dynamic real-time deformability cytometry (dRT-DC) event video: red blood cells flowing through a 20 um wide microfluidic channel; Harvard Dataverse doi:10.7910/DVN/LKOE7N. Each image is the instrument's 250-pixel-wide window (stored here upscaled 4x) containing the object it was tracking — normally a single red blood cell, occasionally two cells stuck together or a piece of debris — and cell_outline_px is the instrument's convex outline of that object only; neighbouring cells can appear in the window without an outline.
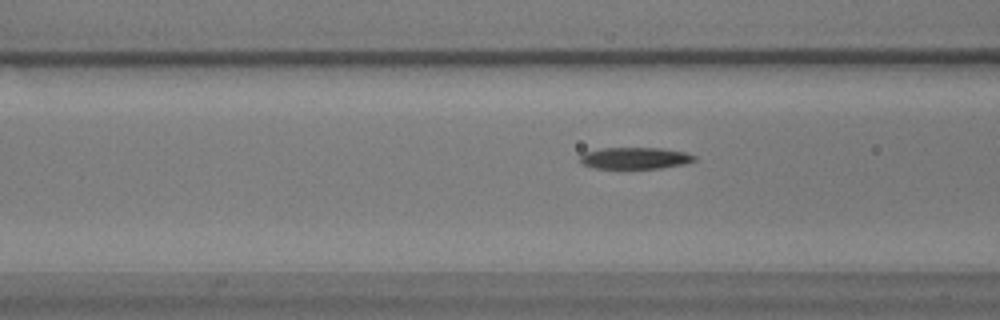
{"species": "common noctule bat (a hibernating species)", "species_latin": "Nyctalus noctula", "temperature_condition": "warm", "stored_images_in_passage": 41, "camera_frame_rate_fps": 3000, "um_per_image_px": 0.085, "animal": {"sex": "male", "body_mass_g": 17.9}, "frame": {"image": 1, "passage_image": 11, "time_ms": 3.333, "image_size_px": [1000, 320], "cell_outline_px": [[696, 160], [684, 164], [660, 168], [592, 168], [584, 164], [580, 160], [580, 156], [584, 152], [604, 148], [660, 148], [684, 152], [696, 156]], "centroid_in_image_um": [53.98, 13.44], "position_along_channel_um": 112.6, "area_um2": 14.28}}
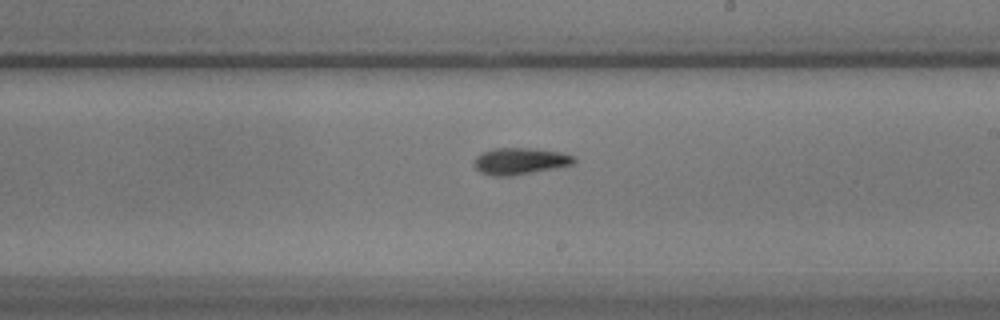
{"frame": {"image": 2, "passage_image": 22, "time_ms": 7.0, "image_size_px": [1000, 320], "cell_outline_px": [[576, 164], [556, 168], [512, 176], [496, 176], [480, 172], [472, 164], [476, 156], [480, 152], [492, 148], [528, 148], [560, 152], [576, 156]], "centroid_in_image_um": [44.2, 13.69], "position_along_channel_um": 244.8, "area_um2": 15.78}}
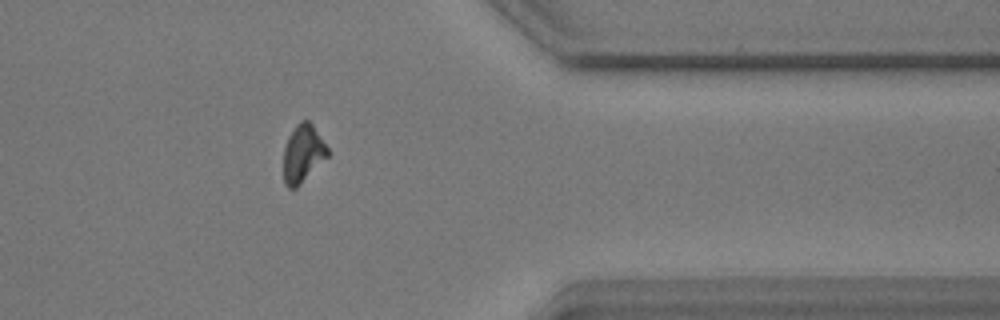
{"frame": {"image": 3, "passage_image": 35, "time_ms": 11.333, "image_size_px": [1000, 320], "cell_outline_px": [[328, 156], [296, 188], [288, 188], [284, 184], [284, 148], [288, 136], [296, 124], [300, 120], [308, 120], [312, 124], [328, 148]], "centroid_in_image_um": [25.73, 13.04], "position_along_channel_um": 385.7, "area_um2": 14.68}}